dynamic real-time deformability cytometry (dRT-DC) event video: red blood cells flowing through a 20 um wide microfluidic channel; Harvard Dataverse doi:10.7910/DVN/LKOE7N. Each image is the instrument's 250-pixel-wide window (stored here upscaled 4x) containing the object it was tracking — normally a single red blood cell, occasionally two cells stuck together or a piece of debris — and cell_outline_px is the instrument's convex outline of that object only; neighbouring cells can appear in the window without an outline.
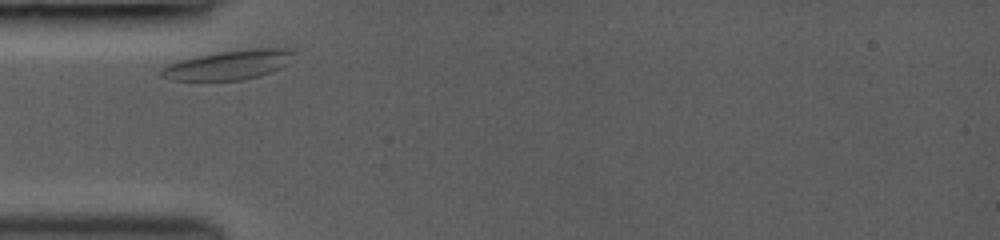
{"species": "common noctule bat (a hibernating species)", "species_latin": "Nyctalus noctula", "temperature_condition": "room temperature", "stored_images_in_passage": 5, "camera_frame_rate_fps": 3000, "um_per_image_px": 0.085, "animal": {"sex": "female", "body_mass_g": 19.0, "forearm_length_mm": 53.3}, "frame": {"image": 1, "passage_image": 1, "time_ms": 0.0, "image_size_px": [1000, 240], "cell_outline_px": [[296, 52], [280, 68], [244, 80], [172, 80], [160, 76], [156, 72], [160, 68], [176, 60], [216, 52], [248, 48], [288, 48]], "centroid_in_image_um": [19.33, 5.5], "position_along_channel_um": 65.7, "area_um2": 22.77}}